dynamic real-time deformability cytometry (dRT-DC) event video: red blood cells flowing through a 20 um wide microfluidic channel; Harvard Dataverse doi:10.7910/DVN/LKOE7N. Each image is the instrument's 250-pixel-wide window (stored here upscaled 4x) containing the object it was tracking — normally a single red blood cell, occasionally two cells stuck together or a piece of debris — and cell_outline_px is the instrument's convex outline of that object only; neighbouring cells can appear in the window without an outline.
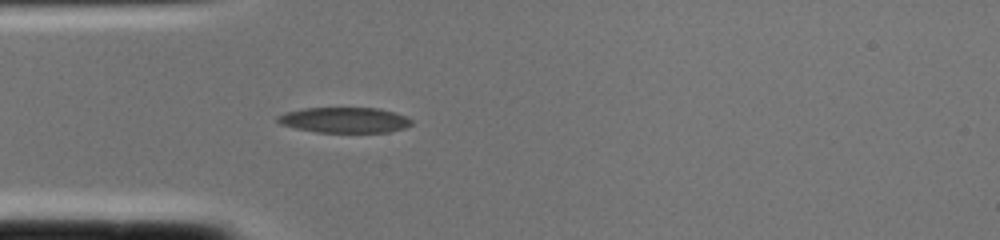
{"species": "common noctule bat (a hibernating species)", "species_latin": "Nyctalus noctula", "temperature_condition": "cold", "stored_images_in_passage": 2, "camera_frame_rate_fps": 3000, "um_per_image_px": 0.085, "animal": {"sex": "female", "body_mass_g": 22.0, "forearm_length_mm": 56.7}, "frame": {"image": 1, "passage_image": 2, "time_ms": 0.333, "image_size_px": [1000, 240], "cell_outline_px": [[412, 124], [404, 128], [388, 132], [316, 132], [296, 128], [280, 124], [276, 120], [276, 116], [284, 112], [304, 108], [380, 108], [404, 116], [412, 120]], "centroid_in_image_um": [29.24, 10.2], "position_along_channel_um": 55.8, "area_um2": 19.83}}